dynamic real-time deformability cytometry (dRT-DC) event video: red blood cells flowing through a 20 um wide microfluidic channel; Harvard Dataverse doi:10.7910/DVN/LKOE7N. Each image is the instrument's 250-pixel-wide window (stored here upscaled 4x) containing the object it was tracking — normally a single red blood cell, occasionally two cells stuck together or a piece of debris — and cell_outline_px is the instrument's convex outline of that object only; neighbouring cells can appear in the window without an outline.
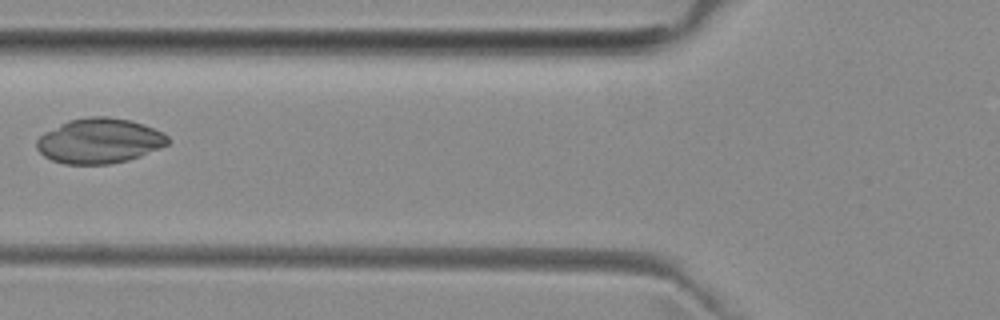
{"species": "common noctule bat (a hibernating species)", "species_latin": "Nyctalus noctula", "temperature_condition": "room temperature", "stored_images_in_passage": 6, "camera_frame_rate_fps": 3000, "um_per_image_px": 0.085, "animal": {"sex": "female", "body_mass_g": 29.2, "forearm_length_mm": 56.3}, "frame": {"image": 1, "passage_image": 5, "time_ms": 5.667, "image_size_px": [1000, 320], "cell_outline_px": [[168, 144], [160, 148], [140, 156], [128, 160], [108, 164], [64, 164], [52, 160], [44, 156], [36, 148], [36, 140], [44, 132], [68, 120], [88, 116], [108, 116], [132, 120], [144, 124], [164, 132], [168, 136]], "centroid_in_image_um": [8.45, 11.96], "position_along_channel_um": 117.4, "area_um2": 34.68}}
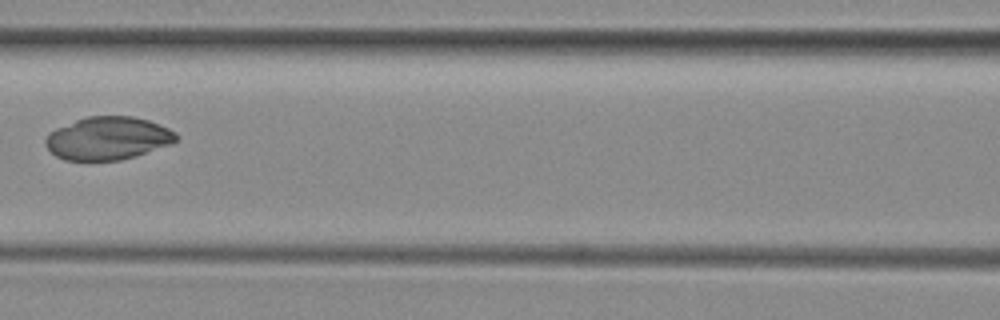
{"frame": {"image": 2, "passage_image": 6, "time_ms": 6.667, "image_size_px": [1000, 320], "cell_outline_px": [[180, 136], [176, 140], [168, 144], [136, 156], [120, 160], [64, 160], [56, 156], [44, 144], [44, 140], [48, 132], [56, 128], [84, 116], [132, 116], [148, 120], [168, 128], [176, 132]], "centroid_in_image_um": [9.13, 11.74], "position_along_channel_um": 157.5, "area_um2": 32.71}}